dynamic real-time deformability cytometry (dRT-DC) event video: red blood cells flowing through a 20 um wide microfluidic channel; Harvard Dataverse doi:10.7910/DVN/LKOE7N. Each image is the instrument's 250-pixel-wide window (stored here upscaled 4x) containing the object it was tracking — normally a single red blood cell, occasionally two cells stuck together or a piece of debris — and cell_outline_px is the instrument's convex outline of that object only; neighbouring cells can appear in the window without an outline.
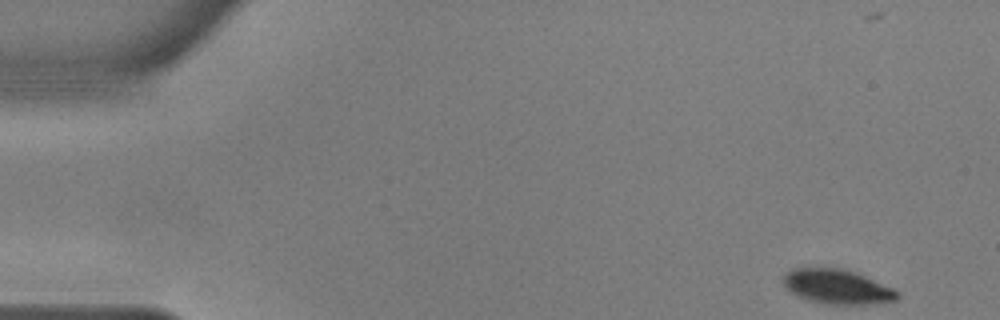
{"species": "common noctule bat (a hibernating species)", "species_latin": "Nyctalus noctula", "temperature_condition": "warm", "stored_images_in_passage": 54, "camera_frame_rate_fps": 3000, "um_per_image_px": 0.085, "animal": {"sex": "male", "body_mass_g": 17.9, "forearm_length_mm": 54.2}, "frame": {"image": 1, "passage_image": 1, "time_ms": 0.0, "image_size_px": [1000, 320], "cell_outline_px": [[900, 296], [896, 300], [864, 304], [824, 304], [808, 300], [796, 296], [784, 288], [784, 272], [792, 268], [840, 268], [856, 272], [892, 288], [900, 292]], "centroid_in_image_um": [71.11, 24.37], "position_along_channel_um": 13.9, "area_um2": 23.0}}
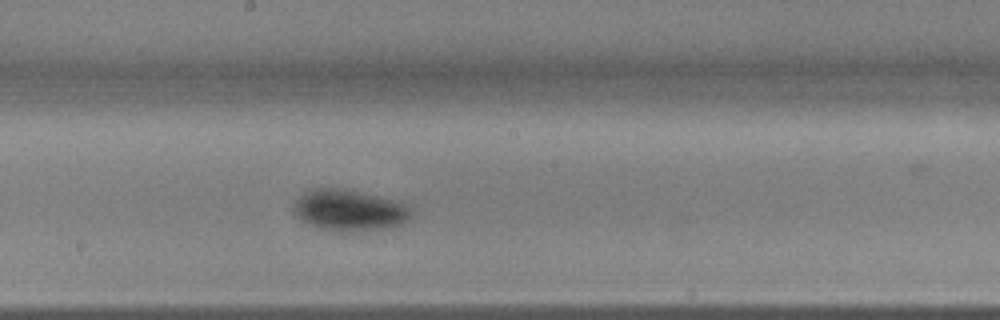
{"frame": {"image": 2, "passage_image": 28, "time_ms": 9.0, "image_size_px": [1000, 320], "cell_outline_px": [[412, 216], [408, 220], [400, 224], [388, 228], [352, 232], [348, 232], [320, 228], [308, 224], [300, 220], [296, 216], [292, 208], [292, 204], [304, 192], [312, 188], [344, 188], [400, 200], [412, 208]], "centroid_in_image_um": [29.72, 17.86], "position_along_channel_um": 218.5, "area_um2": 28.84}}
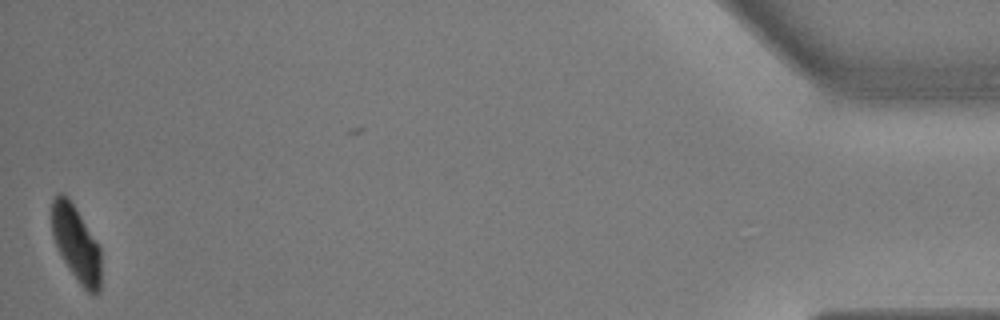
{"frame": {"image": 3, "passage_image": 53, "time_ms": 17.333, "image_size_px": [1000, 320], "cell_outline_px": [[100, 292], [96, 296], [92, 296], [80, 284], [68, 268], [60, 256], [52, 236], [52, 200], [60, 192], [68, 196], [100, 244]], "centroid_in_image_um": [6.49, 20.72], "position_along_channel_um": 428.7, "area_um2": 22.08}, "authors_computed_cell_mechanics": {"area_um2": 26.3279, "velocity_mm_per_s": 3.597, "shape_relaxation_time_tau1_ms": 2.7443, "shape_relaxation_time_tau2_ms": null, "deformation_change_tau1": 0.1145, "deformation_change_tau2": null}}